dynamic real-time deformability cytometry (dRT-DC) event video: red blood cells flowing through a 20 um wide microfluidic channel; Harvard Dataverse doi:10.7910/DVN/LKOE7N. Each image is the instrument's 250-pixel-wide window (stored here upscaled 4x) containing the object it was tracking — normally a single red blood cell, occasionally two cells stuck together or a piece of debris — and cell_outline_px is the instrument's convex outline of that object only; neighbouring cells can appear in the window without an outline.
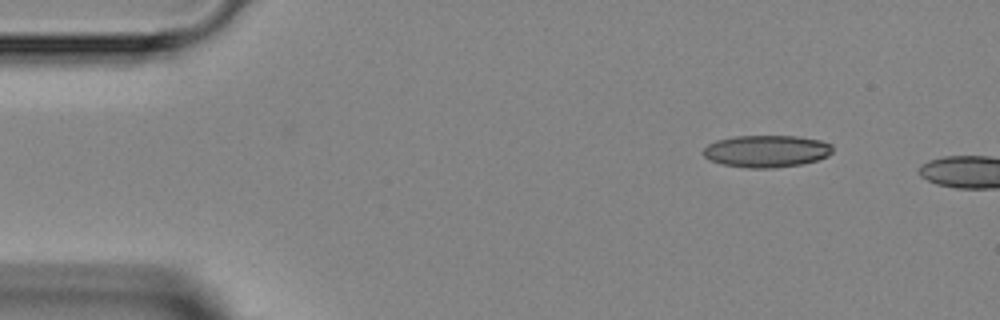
{"species": "Egyptian fruit bat (a non-hibernating species)", "species_latin": "Rousettus aegyptiacus", "temperature_condition": "room temperature", "stored_images_in_passage": 2, "camera_frame_rate_fps": 3000, "um_per_image_px": 0.085, "animal": {"sex": "female"}, "frame": {"image": 1, "passage_image": 1, "time_ms": 0.0, "image_size_px": [1000, 320], "cell_outline_px": [[832, 152], [828, 156], [816, 160], [800, 164], [772, 168], [748, 168], [724, 164], [712, 160], [704, 156], [700, 152], [708, 144], [716, 140], [732, 136], [796, 136], [820, 140], [832, 144]], "centroid_in_image_um": [65.14, 12.84], "position_along_channel_um": 19.9, "area_um2": 24.16}}